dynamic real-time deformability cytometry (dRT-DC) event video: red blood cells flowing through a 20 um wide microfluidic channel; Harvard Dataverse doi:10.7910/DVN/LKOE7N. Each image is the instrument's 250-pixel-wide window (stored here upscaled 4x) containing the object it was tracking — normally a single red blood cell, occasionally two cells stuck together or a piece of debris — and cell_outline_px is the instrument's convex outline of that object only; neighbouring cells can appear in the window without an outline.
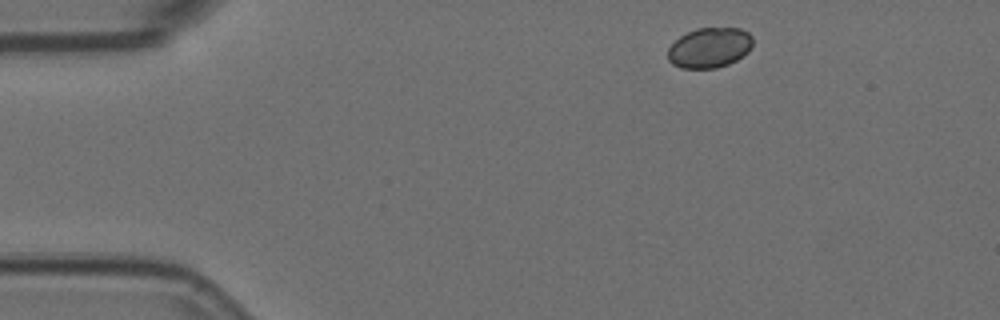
{"species": "Egyptian fruit bat (a non-hibernating species)", "species_latin": "Rousettus aegyptiacus", "temperature_condition": "room temperature", "stored_images_in_passage": 12, "camera_frame_rate_fps": 3000, "um_per_image_px": 0.085, "animal": {"sex": "female"}, "frame": {"image": 1, "passage_image": 1, "time_ms": 0.0, "image_size_px": [1000, 320], "cell_outline_px": [[752, 44], [748, 52], [736, 60], [728, 64], [716, 68], [680, 68], [672, 64], [668, 60], [668, 48], [680, 36], [696, 28], [740, 28], [748, 32], [752, 36]], "centroid_in_image_um": [60.3, 4.05], "position_along_channel_um": 24.7, "area_um2": 19.88}}
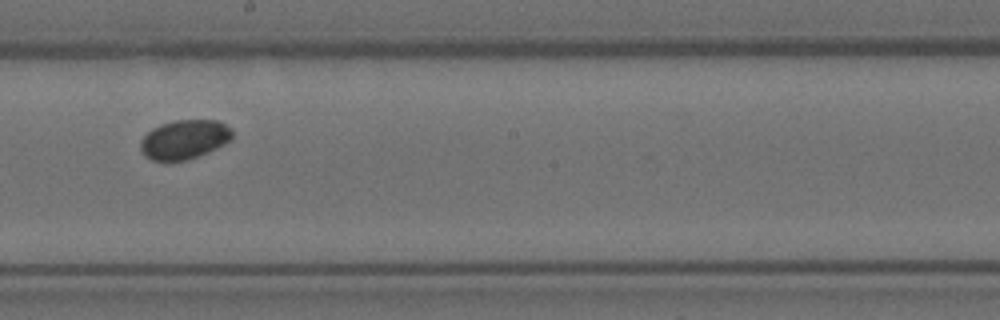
{"frame": {"image": 2, "passage_image": 7, "time_ms": 2.0, "image_size_px": [1000, 320], "cell_outline_px": [[232, 136], [224, 144], [208, 152], [184, 160], [152, 160], [144, 156], [140, 148], [140, 140], [152, 128], [160, 124], [176, 120], [216, 120], [232, 128]], "centroid_in_image_um": [15.64, 11.84], "position_along_channel_um": 232.6, "area_um2": 20.75}}
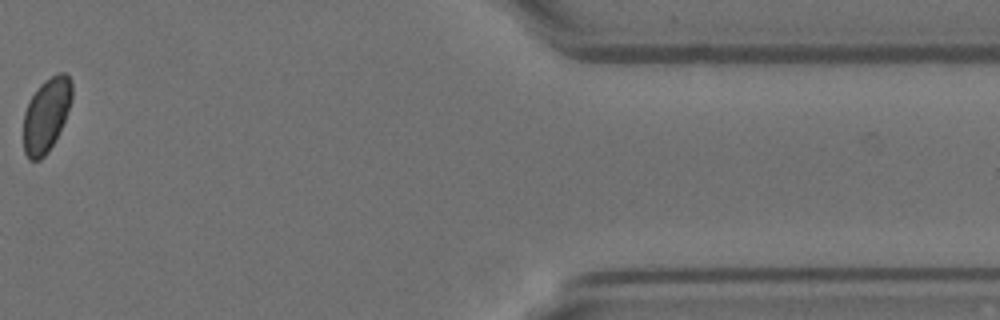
{"frame": {"image": 3, "passage_image": 12, "time_ms": 3.667, "image_size_px": [1000, 320], "cell_outline_px": [[72, 100], [64, 120], [48, 152], [40, 160], [28, 160], [24, 152], [24, 112], [32, 96], [40, 84], [44, 80], [60, 72], [64, 72], [72, 80]], "centroid_in_image_um": [3.93, 9.76], "position_along_channel_um": 407.5, "area_um2": 20.63}}